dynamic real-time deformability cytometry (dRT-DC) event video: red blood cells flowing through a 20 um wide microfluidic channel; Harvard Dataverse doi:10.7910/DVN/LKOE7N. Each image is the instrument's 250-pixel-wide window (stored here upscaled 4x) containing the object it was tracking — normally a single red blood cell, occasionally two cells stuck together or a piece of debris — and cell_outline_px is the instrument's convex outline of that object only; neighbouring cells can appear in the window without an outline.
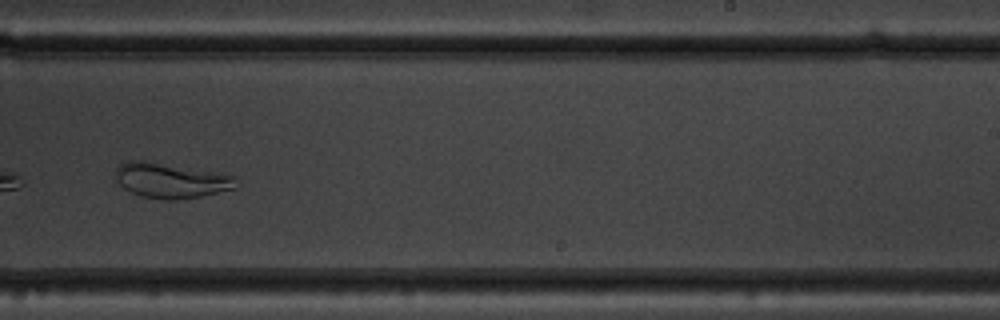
{"species": "common noctule bat (a hibernating species)", "species_latin": "Nyctalus noctula", "temperature_condition": "warm", "stored_images_in_passage": 37, "camera_frame_rate_fps": 3000, "um_per_image_px": 0.085, "animal": {"sex": "male", "body_mass_g": 19.5, "forearm_length_mm": 54.6}, "frame": {"image": 1, "passage_image": 32, "time_ms": 10.333, "image_size_px": [1000, 320], "cell_outline_px": [[236, 188], [200, 196], [176, 200], [164, 200], [140, 196], [124, 188], [116, 180], [116, 168], [120, 164], [128, 160], [144, 160], [232, 176]], "centroid_in_image_um": [14.42, 15.35], "position_along_channel_um": 274.6, "area_um2": 24.04}}